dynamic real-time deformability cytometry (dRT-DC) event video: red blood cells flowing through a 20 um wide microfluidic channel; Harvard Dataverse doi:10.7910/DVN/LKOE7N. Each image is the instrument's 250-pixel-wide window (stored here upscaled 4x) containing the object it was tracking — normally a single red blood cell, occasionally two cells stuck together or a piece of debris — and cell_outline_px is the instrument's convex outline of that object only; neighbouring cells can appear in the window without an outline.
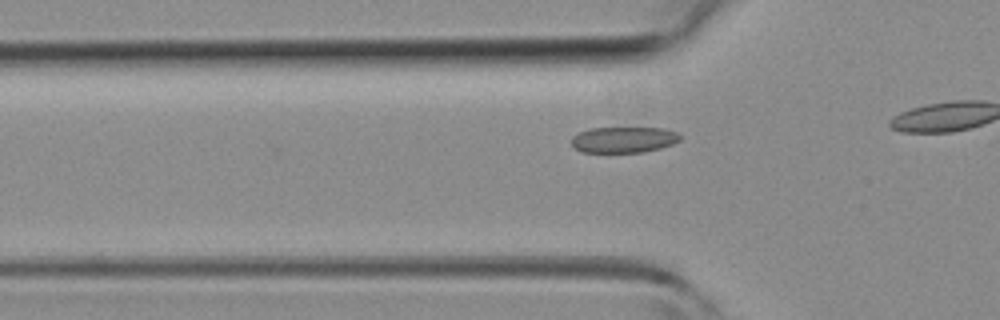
{"species": "common noctule bat (a hibernating species)", "species_latin": "Nyctalus noctula", "temperature_condition": "room temperature", "stored_images_in_passage": 10, "camera_frame_rate_fps": 3000, "um_per_image_px": 0.085, "animal": {"sex": "female", "body_mass_g": 19.3, "forearm_length_mm": 54.1}, "frame": {"image": 1, "passage_image": 6, "time_ms": 1.667, "image_size_px": [1000, 320], "cell_outline_px": [[680, 140], [672, 144], [660, 148], [644, 152], [580, 152], [572, 144], [572, 136], [580, 132], [592, 128], [664, 128], [676, 132], [680, 136]], "centroid_in_image_um": [53.02, 11.87], "position_along_channel_um": 72.8, "area_um2": 16.3}}
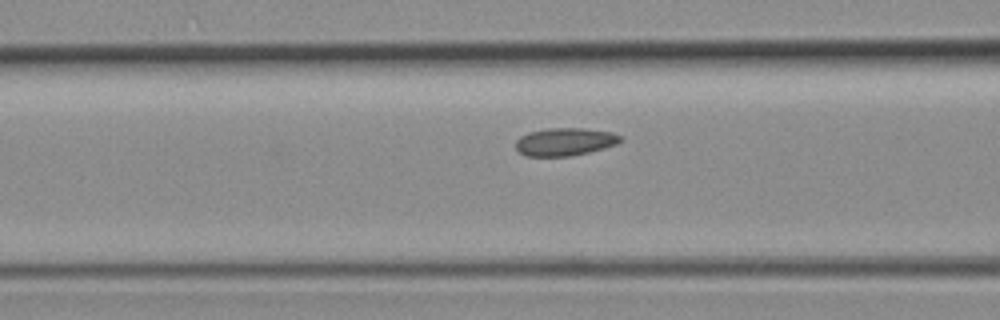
{"frame": {"image": 2, "passage_image": 9, "time_ms": 2.667, "image_size_px": [1000, 320], "cell_outline_px": [[624, 140], [616, 144], [604, 148], [588, 152], [568, 156], [524, 156], [516, 148], [516, 140], [520, 136], [528, 132], [548, 128], [584, 128], [612, 132], [624, 136]], "centroid_in_image_um": [48.04, 12.04], "position_along_channel_um": 118.6, "area_um2": 17.11}}